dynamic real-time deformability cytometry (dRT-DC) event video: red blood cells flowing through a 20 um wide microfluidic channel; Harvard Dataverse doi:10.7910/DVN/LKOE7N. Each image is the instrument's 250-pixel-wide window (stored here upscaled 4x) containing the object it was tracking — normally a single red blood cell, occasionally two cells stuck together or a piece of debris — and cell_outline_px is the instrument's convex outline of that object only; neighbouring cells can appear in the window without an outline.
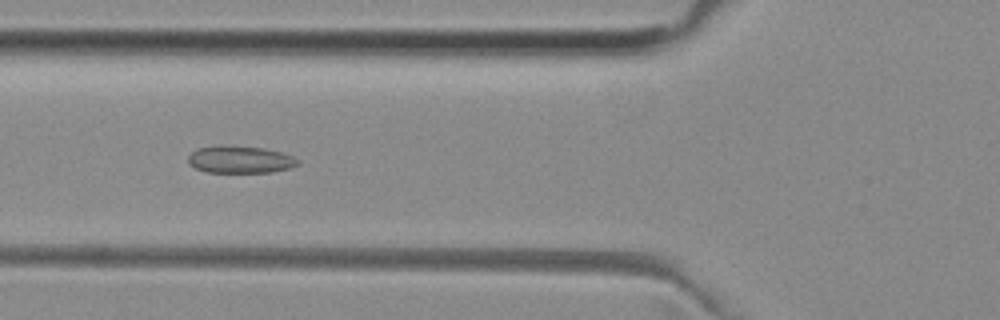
{"species": "common noctule bat (a hibernating species)", "species_latin": "Nyctalus noctula", "temperature_condition": "room temperature", "stored_images_in_passage": 50, "camera_frame_rate_fps": 3000, "um_per_image_px": 0.085, "animal": {"sex": "female", "body_mass_g": 29.2, "forearm_length_mm": 56.3}, "frame": {"image": 1, "passage_image": 19, "time_ms": 6.0, "image_size_px": [1000, 320], "cell_outline_px": [[300, 164], [288, 168], [272, 172], [208, 172], [196, 168], [188, 164], [188, 156], [196, 148], [220, 144], [228, 144], [264, 148], [280, 152], [292, 156], [300, 160]], "centroid_in_image_um": [20.38, 13.53], "position_along_channel_um": 105.4, "area_um2": 17.69}}
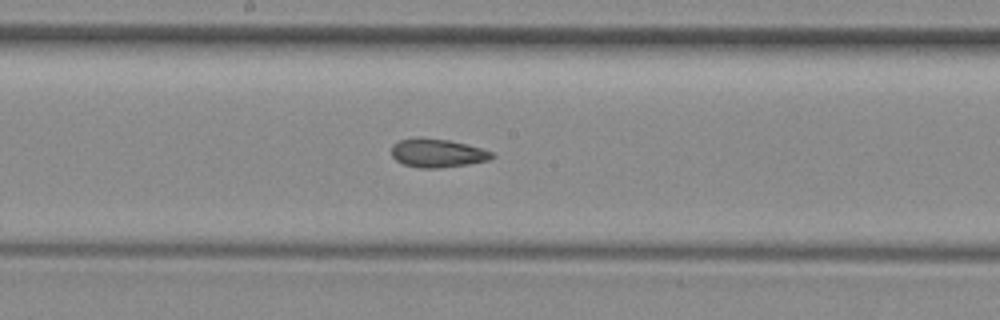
{"frame": {"image": 2, "passage_image": 27, "time_ms": 8.667, "image_size_px": [1000, 320], "cell_outline_px": [[496, 156], [488, 160], [468, 164], [440, 168], [420, 168], [404, 164], [396, 160], [392, 156], [392, 144], [400, 140], [448, 140], [480, 148], [492, 152]], "centroid_in_image_um": [37.2, 13.06], "position_along_channel_um": 211.0, "area_um2": 16.01}}
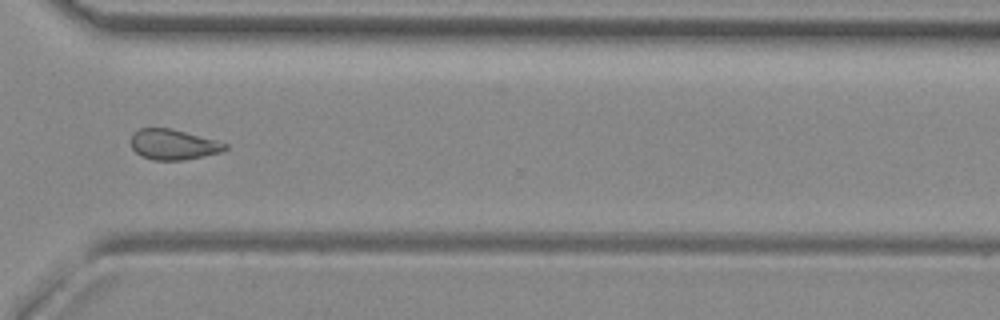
{"frame": {"image": 3, "passage_image": 38, "time_ms": 12.333, "image_size_px": [1000, 320], "cell_outline_px": [[228, 148], [220, 152], [184, 160], [152, 160], [140, 156], [132, 148], [132, 136], [140, 128], [172, 128], [216, 140], [228, 144]], "centroid_in_image_um": [14.74, 12.28], "position_along_channel_um": 355.9, "area_um2": 16.59}, "authors_computed_cell_mechanics": {"area_um2": 16.7331, "velocity_mm_per_s": 3.9469, "shape_relaxation_time_tau1_ms": null, "shape_relaxation_time_tau2_ms": 2.4723, "deformation_change_tau1": null, "deformation_change_tau2": 0.0928}}